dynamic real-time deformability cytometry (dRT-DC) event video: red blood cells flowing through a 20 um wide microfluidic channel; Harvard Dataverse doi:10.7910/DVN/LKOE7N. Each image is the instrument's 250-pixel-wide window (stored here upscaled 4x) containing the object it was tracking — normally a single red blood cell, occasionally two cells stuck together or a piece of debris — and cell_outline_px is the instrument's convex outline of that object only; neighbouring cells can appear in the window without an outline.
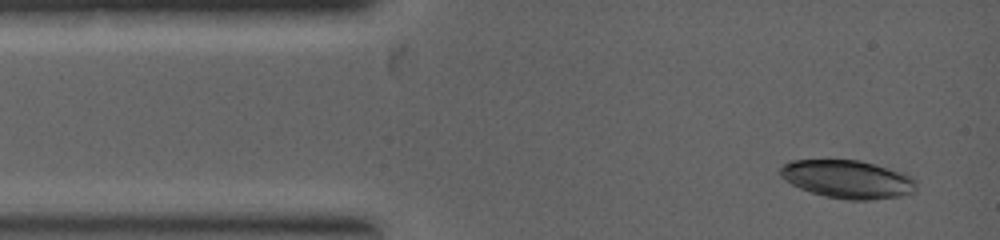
{"species": "common noctule bat (a hibernating species)", "species_latin": "Nyctalus noctula", "temperature_condition": "warm", "stored_images_in_passage": 5, "camera_frame_rate_fps": 5000, "um_per_image_px": 0.085, "animal": {"sex": "female", "body_mass_g": 19.0, "forearm_length_mm": 53.3}, "frame": {"image": 1, "passage_image": 1, "time_ms": 0.0, "image_size_px": [1000, 240], "cell_outline_px": [[916, 188], [912, 192], [900, 196], [868, 200], [848, 200], [824, 196], [800, 188], [784, 180], [780, 176], [780, 168], [788, 160], [860, 160], [876, 164], [904, 172], [912, 176], [916, 180]], "centroid_in_image_um": [72.06, 15.22], "position_along_channel_um": 12.9, "area_um2": 30.4}}
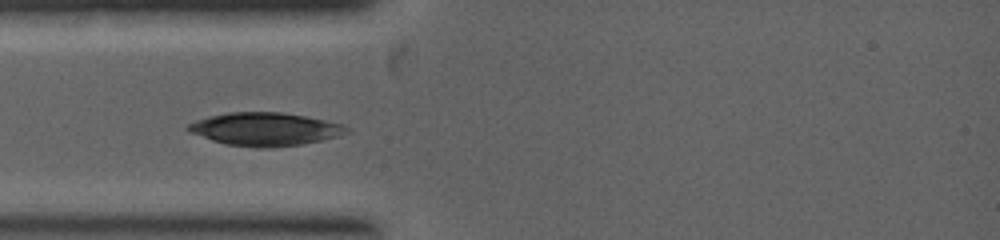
{"frame": {"image": 2, "passage_image": 5, "time_ms": 1.6, "image_size_px": [1000, 240], "cell_outline_px": [[352, 132], [320, 140], [300, 144], [272, 148], [260, 148], [228, 144], [212, 140], [188, 132], [184, 128], [188, 124], [196, 120], [208, 116], [228, 112], [280, 112], [304, 116], [324, 120], [340, 124], [348, 128]], "centroid_in_image_um": [22.48, 10.97], "position_along_channel_um": 62.5, "area_um2": 30.4}}